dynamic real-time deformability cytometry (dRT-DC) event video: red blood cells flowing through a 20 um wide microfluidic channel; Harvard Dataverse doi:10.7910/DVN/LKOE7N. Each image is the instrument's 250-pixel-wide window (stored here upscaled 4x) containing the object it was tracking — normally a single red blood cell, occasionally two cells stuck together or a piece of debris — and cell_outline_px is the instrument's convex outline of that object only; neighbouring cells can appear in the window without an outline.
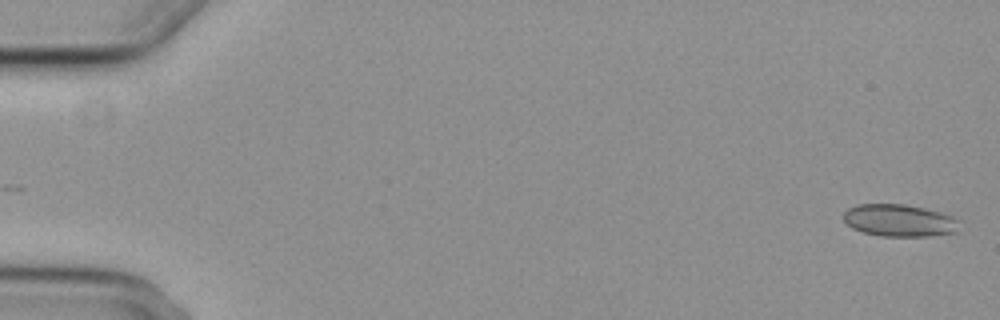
{"species": "common noctule bat (a hibernating species)", "species_latin": "Nyctalus noctula", "temperature_condition": "cold", "stored_images_in_passage": 2, "camera_frame_rate_fps": 3000, "um_per_image_px": 0.085, "animal": {"sex": "female", "body_mass_g": 29.2, "forearm_length_mm": 56.3}, "frame": {"image": 1, "passage_image": 2, "time_ms": 1.333, "image_size_px": [1000, 320], "cell_outline_px": [[960, 220], [956, 232], [928, 236], [880, 236], [864, 232], [852, 228], [844, 220], [844, 212], [848, 208], [856, 204], [904, 204], [924, 208], [940, 212], [952, 216]], "centroid_in_image_um": [76.44, 18.73], "position_along_channel_um": 8.6, "area_um2": 21.73}}